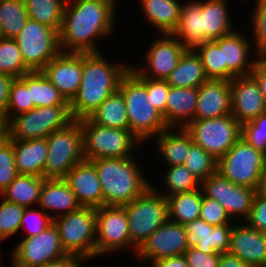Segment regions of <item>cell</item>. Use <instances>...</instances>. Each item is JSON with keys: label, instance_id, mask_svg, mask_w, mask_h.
Listing matches in <instances>:
<instances>
[{"label": "cell", "instance_id": "cell-1", "mask_svg": "<svg viewBox=\"0 0 266 267\" xmlns=\"http://www.w3.org/2000/svg\"><path fill=\"white\" fill-rule=\"evenodd\" d=\"M115 4L116 0L66 2L62 26L58 33L60 51L100 53L93 40L105 37L113 31Z\"/></svg>", "mask_w": 266, "mask_h": 267}, {"label": "cell", "instance_id": "cell-2", "mask_svg": "<svg viewBox=\"0 0 266 267\" xmlns=\"http://www.w3.org/2000/svg\"><path fill=\"white\" fill-rule=\"evenodd\" d=\"M128 65L108 63L99 53H82V79L76 96L69 103L73 120L88 118L119 88Z\"/></svg>", "mask_w": 266, "mask_h": 267}, {"label": "cell", "instance_id": "cell-3", "mask_svg": "<svg viewBox=\"0 0 266 267\" xmlns=\"http://www.w3.org/2000/svg\"><path fill=\"white\" fill-rule=\"evenodd\" d=\"M101 183L104 205H127L151 185L144 179L134 158H100L90 160Z\"/></svg>", "mask_w": 266, "mask_h": 267}, {"label": "cell", "instance_id": "cell-4", "mask_svg": "<svg viewBox=\"0 0 266 267\" xmlns=\"http://www.w3.org/2000/svg\"><path fill=\"white\" fill-rule=\"evenodd\" d=\"M118 90L126 103L129 130L142 143L169 128L163 115L153 106L146 86L130 70L121 78Z\"/></svg>", "mask_w": 266, "mask_h": 267}, {"label": "cell", "instance_id": "cell-5", "mask_svg": "<svg viewBox=\"0 0 266 267\" xmlns=\"http://www.w3.org/2000/svg\"><path fill=\"white\" fill-rule=\"evenodd\" d=\"M85 160L128 158L136 143L141 142L129 129L105 127L89 117L80 120Z\"/></svg>", "mask_w": 266, "mask_h": 267}, {"label": "cell", "instance_id": "cell-6", "mask_svg": "<svg viewBox=\"0 0 266 267\" xmlns=\"http://www.w3.org/2000/svg\"><path fill=\"white\" fill-rule=\"evenodd\" d=\"M53 223L67 255L96 257V208L81 206L76 211L56 216Z\"/></svg>", "mask_w": 266, "mask_h": 267}, {"label": "cell", "instance_id": "cell-7", "mask_svg": "<svg viewBox=\"0 0 266 267\" xmlns=\"http://www.w3.org/2000/svg\"><path fill=\"white\" fill-rule=\"evenodd\" d=\"M72 121L69 105L35 107L28 112L11 116L5 123L6 137L9 140L47 138Z\"/></svg>", "mask_w": 266, "mask_h": 267}, {"label": "cell", "instance_id": "cell-8", "mask_svg": "<svg viewBox=\"0 0 266 267\" xmlns=\"http://www.w3.org/2000/svg\"><path fill=\"white\" fill-rule=\"evenodd\" d=\"M48 154L44 178L63 179L78 163L85 160L80 120H73L47 138Z\"/></svg>", "mask_w": 266, "mask_h": 267}, {"label": "cell", "instance_id": "cell-9", "mask_svg": "<svg viewBox=\"0 0 266 267\" xmlns=\"http://www.w3.org/2000/svg\"><path fill=\"white\" fill-rule=\"evenodd\" d=\"M123 207L128 217L131 243L137 249L155 230L169 220L166 198L151 186L141 196Z\"/></svg>", "mask_w": 266, "mask_h": 267}, {"label": "cell", "instance_id": "cell-10", "mask_svg": "<svg viewBox=\"0 0 266 267\" xmlns=\"http://www.w3.org/2000/svg\"><path fill=\"white\" fill-rule=\"evenodd\" d=\"M266 155L240 138L217 160V172L236 185L258 190Z\"/></svg>", "mask_w": 266, "mask_h": 267}, {"label": "cell", "instance_id": "cell-11", "mask_svg": "<svg viewBox=\"0 0 266 267\" xmlns=\"http://www.w3.org/2000/svg\"><path fill=\"white\" fill-rule=\"evenodd\" d=\"M185 130L193 143L202 147L217 160L224 156L241 138V124L232 115L193 120Z\"/></svg>", "mask_w": 266, "mask_h": 267}, {"label": "cell", "instance_id": "cell-12", "mask_svg": "<svg viewBox=\"0 0 266 267\" xmlns=\"http://www.w3.org/2000/svg\"><path fill=\"white\" fill-rule=\"evenodd\" d=\"M14 39L31 71H41L60 52L58 32L30 18Z\"/></svg>", "mask_w": 266, "mask_h": 267}, {"label": "cell", "instance_id": "cell-13", "mask_svg": "<svg viewBox=\"0 0 266 267\" xmlns=\"http://www.w3.org/2000/svg\"><path fill=\"white\" fill-rule=\"evenodd\" d=\"M66 255L52 223L39 234L21 239L12 254V267H42Z\"/></svg>", "mask_w": 266, "mask_h": 267}, {"label": "cell", "instance_id": "cell-14", "mask_svg": "<svg viewBox=\"0 0 266 267\" xmlns=\"http://www.w3.org/2000/svg\"><path fill=\"white\" fill-rule=\"evenodd\" d=\"M200 186L203 195L218 201L232 220L238 215L244 219L248 218L256 189L236 185L217 171L201 181Z\"/></svg>", "mask_w": 266, "mask_h": 267}, {"label": "cell", "instance_id": "cell-15", "mask_svg": "<svg viewBox=\"0 0 266 267\" xmlns=\"http://www.w3.org/2000/svg\"><path fill=\"white\" fill-rule=\"evenodd\" d=\"M126 246H132L137 253L138 249L131 243L125 208L105 205L96 208V256Z\"/></svg>", "mask_w": 266, "mask_h": 267}, {"label": "cell", "instance_id": "cell-16", "mask_svg": "<svg viewBox=\"0 0 266 267\" xmlns=\"http://www.w3.org/2000/svg\"><path fill=\"white\" fill-rule=\"evenodd\" d=\"M186 237L184 225L168 220L141 245L137 257L153 264L162 258L181 256L188 249Z\"/></svg>", "mask_w": 266, "mask_h": 267}, {"label": "cell", "instance_id": "cell-17", "mask_svg": "<svg viewBox=\"0 0 266 267\" xmlns=\"http://www.w3.org/2000/svg\"><path fill=\"white\" fill-rule=\"evenodd\" d=\"M41 71L70 103L81 85L82 53L60 51Z\"/></svg>", "mask_w": 266, "mask_h": 267}, {"label": "cell", "instance_id": "cell-18", "mask_svg": "<svg viewBox=\"0 0 266 267\" xmlns=\"http://www.w3.org/2000/svg\"><path fill=\"white\" fill-rule=\"evenodd\" d=\"M185 50L186 48L177 37L165 34L164 38L153 42L147 51L145 65L147 68L133 69L143 78L166 80L176 68Z\"/></svg>", "mask_w": 266, "mask_h": 267}, {"label": "cell", "instance_id": "cell-19", "mask_svg": "<svg viewBox=\"0 0 266 267\" xmlns=\"http://www.w3.org/2000/svg\"><path fill=\"white\" fill-rule=\"evenodd\" d=\"M266 112L264 96L255 78L249 74L231 80V114L240 124Z\"/></svg>", "mask_w": 266, "mask_h": 267}, {"label": "cell", "instance_id": "cell-20", "mask_svg": "<svg viewBox=\"0 0 266 267\" xmlns=\"http://www.w3.org/2000/svg\"><path fill=\"white\" fill-rule=\"evenodd\" d=\"M63 179L81 206L94 208L104 206L101 183L91 161L84 160L76 164Z\"/></svg>", "mask_w": 266, "mask_h": 267}, {"label": "cell", "instance_id": "cell-21", "mask_svg": "<svg viewBox=\"0 0 266 267\" xmlns=\"http://www.w3.org/2000/svg\"><path fill=\"white\" fill-rule=\"evenodd\" d=\"M231 114V81L209 79L198 87L194 120Z\"/></svg>", "mask_w": 266, "mask_h": 267}, {"label": "cell", "instance_id": "cell-22", "mask_svg": "<svg viewBox=\"0 0 266 267\" xmlns=\"http://www.w3.org/2000/svg\"><path fill=\"white\" fill-rule=\"evenodd\" d=\"M228 253L251 267H266V242L262 232L245 225H233Z\"/></svg>", "mask_w": 266, "mask_h": 267}, {"label": "cell", "instance_id": "cell-23", "mask_svg": "<svg viewBox=\"0 0 266 267\" xmlns=\"http://www.w3.org/2000/svg\"><path fill=\"white\" fill-rule=\"evenodd\" d=\"M214 41L223 50L224 63L227 65V80L231 81L235 77L251 73L257 59L248 62L252 44L241 32L233 30L230 34Z\"/></svg>", "mask_w": 266, "mask_h": 267}, {"label": "cell", "instance_id": "cell-24", "mask_svg": "<svg viewBox=\"0 0 266 267\" xmlns=\"http://www.w3.org/2000/svg\"><path fill=\"white\" fill-rule=\"evenodd\" d=\"M14 147V157L18 174L44 178L48 143L46 138L10 140Z\"/></svg>", "mask_w": 266, "mask_h": 267}, {"label": "cell", "instance_id": "cell-25", "mask_svg": "<svg viewBox=\"0 0 266 267\" xmlns=\"http://www.w3.org/2000/svg\"><path fill=\"white\" fill-rule=\"evenodd\" d=\"M198 88L170 87L166 101V124L185 128L195 118ZM181 123V124H180Z\"/></svg>", "mask_w": 266, "mask_h": 267}, {"label": "cell", "instance_id": "cell-26", "mask_svg": "<svg viewBox=\"0 0 266 267\" xmlns=\"http://www.w3.org/2000/svg\"><path fill=\"white\" fill-rule=\"evenodd\" d=\"M38 206L46 214L49 209V211L63 210L62 214H58L59 216L76 211L81 207L67 182L59 178H44Z\"/></svg>", "mask_w": 266, "mask_h": 267}, {"label": "cell", "instance_id": "cell-27", "mask_svg": "<svg viewBox=\"0 0 266 267\" xmlns=\"http://www.w3.org/2000/svg\"><path fill=\"white\" fill-rule=\"evenodd\" d=\"M186 49L209 41L202 32V1H190L180 9L179 22L172 34ZM183 40V41H182Z\"/></svg>", "mask_w": 266, "mask_h": 267}, {"label": "cell", "instance_id": "cell-28", "mask_svg": "<svg viewBox=\"0 0 266 267\" xmlns=\"http://www.w3.org/2000/svg\"><path fill=\"white\" fill-rule=\"evenodd\" d=\"M209 80L200 56L194 49H186L173 72L166 78L170 87L198 88Z\"/></svg>", "mask_w": 266, "mask_h": 267}, {"label": "cell", "instance_id": "cell-29", "mask_svg": "<svg viewBox=\"0 0 266 267\" xmlns=\"http://www.w3.org/2000/svg\"><path fill=\"white\" fill-rule=\"evenodd\" d=\"M226 3L225 0L202 1V32L209 41L233 32Z\"/></svg>", "mask_w": 266, "mask_h": 267}, {"label": "cell", "instance_id": "cell-30", "mask_svg": "<svg viewBox=\"0 0 266 267\" xmlns=\"http://www.w3.org/2000/svg\"><path fill=\"white\" fill-rule=\"evenodd\" d=\"M146 19L162 35L173 34L178 22L181 4L177 0H140Z\"/></svg>", "mask_w": 266, "mask_h": 267}, {"label": "cell", "instance_id": "cell-31", "mask_svg": "<svg viewBox=\"0 0 266 267\" xmlns=\"http://www.w3.org/2000/svg\"><path fill=\"white\" fill-rule=\"evenodd\" d=\"M19 79L29 89L30 102H33L35 107L69 105L42 71H31Z\"/></svg>", "mask_w": 266, "mask_h": 267}, {"label": "cell", "instance_id": "cell-32", "mask_svg": "<svg viewBox=\"0 0 266 267\" xmlns=\"http://www.w3.org/2000/svg\"><path fill=\"white\" fill-rule=\"evenodd\" d=\"M43 182L42 177L18 174L1 195L6 201L29 208L33 203L38 205Z\"/></svg>", "mask_w": 266, "mask_h": 267}, {"label": "cell", "instance_id": "cell-33", "mask_svg": "<svg viewBox=\"0 0 266 267\" xmlns=\"http://www.w3.org/2000/svg\"><path fill=\"white\" fill-rule=\"evenodd\" d=\"M170 128L162 131L156 139L158 151L169 166H176L185 163L188 151L193 144L190 134L185 128H179V134L173 133ZM172 131V132H171ZM173 133V134H172Z\"/></svg>", "mask_w": 266, "mask_h": 267}, {"label": "cell", "instance_id": "cell-34", "mask_svg": "<svg viewBox=\"0 0 266 267\" xmlns=\"http://www.w3.org/2000/svg\"><path fill=\"white\" fill-rule=\"evenodd\" d=\"M203 193L201 188L191 192H185L168 196L169 220L186 225L200 218ZM172 218H175L172 220Z\"/></svg>", "mask_w": 266, "mask_h": 267}, {"label": "cell", "instance_id": "cell-35", "mask_svg": "<svg viewBox=\"0 0 266 267\" xmlns=\"http://www.w3.org/2000/svg\"><path fill=\"white\" fill-rule=\"evenodd\" d=\"M89 118L101 126L129 129L126 103L119 90L105 99Z\"/></svg>", "mask_w": 266, "mask_h": 267}, {"label": "cell", "instance_id": "cell-36", "mask_svg": "<svg viewBox=\"0 0 266 267\" xmlns=\"http://www.w3.org/2000/svg\"><path fill=\"white\" fill-rule=\"evenodd\" d=\"M28 18L24 0H0V37L14 39Z\"/></svg>", "mask_w": 266, "mask_h": 267}, {"label": "cell", "instance_id": "cell-37", "mask_svg": "<svg viewBox=\"0 0 266 267\" xmlns=\"http://www.w3.org/2000/svg\"><path fill=\"white\" fill-rule=\"evenodd\" d=\"M28 17L55 29L62 26L65 0H24Z\"/></svg>", "mask_w": 266, "mask_h": 267}, {"label": "cell", "instance_id": "cell-38", "mask_svg": "<svg viewBox=\"0 0 266 267\" xmlns=\"http://www.w3.org/2000/svg\"><path fill=\"white\" fill-rule=\"evenodd\" d=\"M194 50L201 58L208 79L227 80L223 50L214 40L199 44Z\"/></svg>", "mask_w": 266, "mask_h": 267}, {"label": "cell", "instance_id": "cell-39", "mask_svg": "<svg viewBox=\"0 0 266 267\" xmlns=\"http://www.w3.org/2000/svg\"><path fill=\"white\" fill-rule=\"evenodd\" d=\"M31 72L25 65L15 39L0 37V74L19 78Z\"/></svg>", "mask_w": 266, "mask_h": 267}, {"label": "cell", "instance_id": "cell-40", "mask_svg": "<svg viewBox=\"0 0 266 267\" xmlns=\"http://www.w3.org/2000/svg\"><path fill=\"white\" fill-rule=\"evenodd\" d=\"M164 183L168 187V193L161 194L165 198L171 195L191 192L200 188L201 182L193 175L184 164L170 166L166 172Z\"/></svg>", "mask_w": 266, "mask_h": 267}, {"label": "cell", "instance_id": "cell-41", "mask_svg": "<svg viewBox=\"0 0 266 267\" xmlns=\"http://www.w3.org/2000/svg\"><path fill=\"white\" fill-rule=\"evenodd\" d=\"M184 165L200 182L217 171V159L195 143L191 145Z\"/></svg>", "mask_w": 266, "mask_h": 267}, {"label": "cell", "instance_id": "cell-42", "mask_svg": "<svg viewBox=\"0 0 266 267\" xmlns=\"http://www.w3.org/2000/svg\"><path fill=\"white\" fill-rule=\"evenodd\" d=\"M232 225L212 226L207 223V234L201 237L196 248L203 253H227L230 247Z\"/></svg>", "mask_w": 266, "mask_h": 267}, {"label": "cell", "instance_id": "cell-43", "mask_svg": "<svg viewBox=\"0 0 266 267\" xmlns=\"http://www.w3.org/2000/svg\"><path fill=\"white\" fill-rule=\"evenodd\" d=\"M24 209V207L6 200L0 203V242L20 230Z\"/></svg>", "mask_w": 266, "mask_h": 267}, {"label": "cell", "instance_id": "cell-44", "mask_svg": "<svg viewBox=\"0 0 266 267\" xmlns=\"http://www.w3.org/2000/svg\"><path fill=\"white\" fill-rule=\"evenodd\" d=\"M33 108L35 106L33 102H30L29 89L19 78H14L10 86L9 103L3 121L6 123L11 119L12 112H14L12 114L19 115Z\"/></svg>", "mask_w": 266, "mask_h": 267}, {"label": "cell", "instance_id": "cell-45", "mask_svg": "<svg viewBox=\"0 0 266 267\" xmlns=\"http://www.w3.org/2000/svg\"><path fill=\"white\" fill-rule=\"evenodd\" d=\"M241 138L266 155V112L241 124Z\"/></svg>", "mask_w": 266, "mask_h": 267}, {"label": "cell", "instance_id": "cell-46", "mask_svg": "<svg viewBox=\"0 0 266 267\" xmlns=\"http://www.w3.org/2000/svg\"><path fill=\"white\" fill-rule=\"evenodd\" d=\"M17 175L13 143L5 136L0 141V194Z\"/></svg>", "mask_w": 266, "mask_h": 267}, {"label": "cell", "instance_id": "cell-47", "mask_svg": "<svg viewBox=\"0 0 266 267\" xmlns=\"http://www.w3.org/2000/svg\"><path fill=\"white\" fill-rule=\"evenodd\" d=\"M129 70L146 86L147 93L151 94L153 106L163 115L166 122V101L170 85L166 80L143 78L133 68Z\"/></svg>", "mask_w": 266, "mask_h": 267}, {"label": "cell", "instance_id": "cell-48", "mask_svg": "<svg viewBox=\"0 0 266 267\" xmlns=\"http://www.w3.org/2000/svg\"><path fill=\"white\" fill-rule=\"evenodd\" d=\"M252 26L258 57H266V0H257Z\"/></svg>", "mask_w": 266, "mask_h": 267}, {"label": "cell", "instance_id": "cell-49", "mask_svg": "<svg viewBox=\"0 0 266 267\" xmlns=\"http://www.w3.org/2000/svg\"><path fill=\"white\" fill-rule=\"evenodd\" d=\"M200 218L212 226L229 224L232 220L225 208L216 200L203 195Z\"/></svg>", "mask_w": 266, "mask_h": 267}, {"label": "cell", "instance_id": "cell-50", "mask_svg": "<svg viewBox=\"0 0 266 267\" xmlns=\"http://www.w3.org/2000/svg\"><path fill=\"white\" fill-rule=\"evenodd\" d=\"M32 222H30V220ZM50 214H46L45 212H40L38 210H29V208H25L21 218V228H25L28 231V234L25 237H30L33 235H37L50 226L53 223V219ZM30 224L27 226L26 224ZM32 224V225H31Z\"/></svg>", "mask_w": 266, "mask_h": 267}, {"label": "cell", "instance_id": "cell-51", "mask_svg": "<svg viewBox=\"0 0 266 267\" xmlns=\"http://www.w3.org/2000/svg\"><path fill=\"white\" fill-rule=\"evenodd\" d=\"M245 222L259 232L266 231V195L257 191L250 214Z\"/></svg>", "mask_w": 266, "mask_h": 267}, {"label": "cell", "instance_id": "cell-52", "mask_svg": "<svg viewBox=\"0 0 266 267\" xmlns=\"http://www.w3.org/2000/svg\"><path fill=\"white\" fill-rule=\"evenodd\" d=\"M189 267H218L221 254L203 253L196 247L188 248L183 254Z\"/></svg>", "mask_w": 266, "mask_h": 267}, {"label": "cell", "instance_id": "cell-53", "mask_svg": "<svg viewBox=\"0 0 266 267\" xmlns=\"http://www.w3.org/2000/svg\"><path fill=\"white\" fill-rule=\"evenodd\" d=\"M184 226L187 232L186 239L188 248L196 247L201 237H204L207 234V223L201 218L191 221Z\"/></svg>", "mask_w": 266, "mask_h": 267}, {"label": "cell", "instance_id": "cell-54", "mask_svg": "<svg viewBox=\"0 0 266 267\" xmlns=\"http://www.w3.org/2000/svg\"><path fill=\"white\" fill-rule=\"evenodd\" d=\"M14 77L11 75L0 74V118L6 116L9 103L10 86Z\"/></svg>", "mask_w": 266, "mask_h": 267}, {"label": "cell", "instance_id": "cell-55", "mask_svg": "<svg viewBox=\"0 0 266 267\" xmlns=\"http://www.w3.org/2000/svg\"><path fill=\"white\" fill-rule=\"evenodd\" d=\"M250 74L257 81L266 103V57H258Z\"/></svg>", "mask_w": 266, "mask_h": 267}, {"label": "cell", "instance_id": "cell-56", "mask_svg": "<svg viewBox=\"0 0 266 267\" xmlns=\"http://www.w3.org/2000/svg\"><path fill=\"white\" fill-rule=\"evenodd\" d=\"M84 260H88V259L82 256H77V255H66L42 267H82L81 262H84Z\"/></svg>", "mask_w": 266, "mask_h": 267}, {"label": "cell", "instance_id": "cell-57", "mask_svg": "<svg viewBox=\"0 0 266 267\" xmlns=\"http://www.w3.org/2000/svg\"><path fill=\"white\" fill-rule=\"evenodd\" d=\"M152 267H189L184 255L166 257L155 261Z\"/></svg>", "mask_w": 266, "mask_h": 267}, {"label": "cell", "instance_id": "cell-58", "mask_svg": "<svg viewBox=\"0 0 266 267\" xmlns=\"http://www.w3.org/2000/svg\"><path fill=\"white\" fill-rule=\"evenodd\" d=\"M218 267H251V266L244 263L237 256H234L227 252L221 254Z\"/></svg>", "mask_w": 266, "mask_h": 267}, {"label": "cell", "instance_id": "cell-59", "mask_svg": "<svg viewBox=\"0 0 266 267\" xmlns=\"http://www.w3.org/2000/svg\"><path fill=\"white\" fill-rule=\"evenodd\" d=\"M259 193L266 195V164L262 172L261 181L257 190Z\"/></svg>", "mask_w": 266, "mask_h": 267}, {"label": "cell", "instance_id": "cell-60", "mask_svg": "<svg viewBox=\"0 0 266 267\" xmlns=\"http://www.w3.org/2000/svg\"><path fill=\"white\" fill-rule=\"evenodd\" d=\"M6 136L5 122L0 118V141Z\"/></svg>", "mask_w": 266, "mask_h": 267}, {"label": "cell", "instance_id": "cell-61", "mask_svg": "<svg viewBox=\"0 0 266 267\" xmlns=\"http://www.w3.org/2000/svg\"><path fill=\"white\" fill-rule=\"evenodd\" d=\"M262 236H263V238H264V241L266 242V231H263V232H262Z\"/></svg>", "mask_w": 266, "mask_h": 267}]
</instances>
